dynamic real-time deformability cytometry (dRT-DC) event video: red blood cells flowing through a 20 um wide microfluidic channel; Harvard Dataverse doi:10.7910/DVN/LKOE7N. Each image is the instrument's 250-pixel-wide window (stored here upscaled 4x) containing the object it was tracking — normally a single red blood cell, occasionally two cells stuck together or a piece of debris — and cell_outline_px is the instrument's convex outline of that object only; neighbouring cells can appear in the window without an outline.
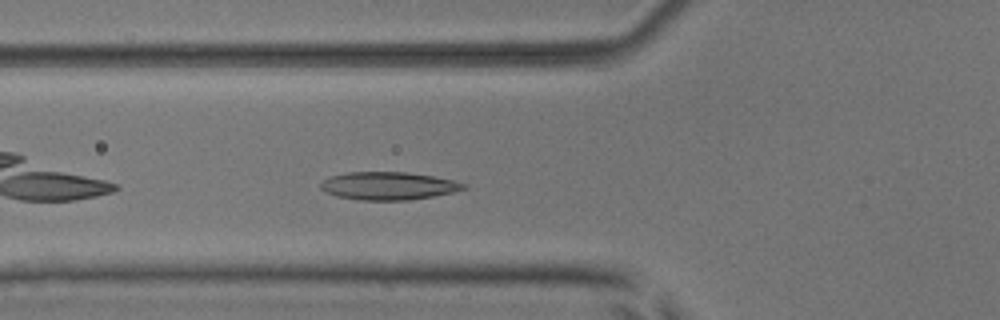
{"species": "common noctule bat (a hibernating species)", "species_latin": "Nyctalus noctula", "temperature_condition": "room temperature", "stored_images_in_passage": 35, "camera_frame_rate_fps": 3000, "um_per_image_px": 0.085, "animal": {"sex": "male", "body_mass_g": 17.9, "forearm_length_mm": 54.2}, "frame": {"image": 1, "passage_image": 5, "time_ms": 1.333, "image_size_px": [1000, 320], "cell_outline_px": [[468, 188], [452, 192], [432, 196], [408, 200], [360, 200], [336, 196], [320, 188], [320, 184], [324, 180], [332, 176], [348, 172], [408, 172], [432, 176], [452, 180], [468, 184]], "centroid_in_image_um": [33.04, 15.8], "position_along_channel_um": 92.8, "area_um2": 23.06}}
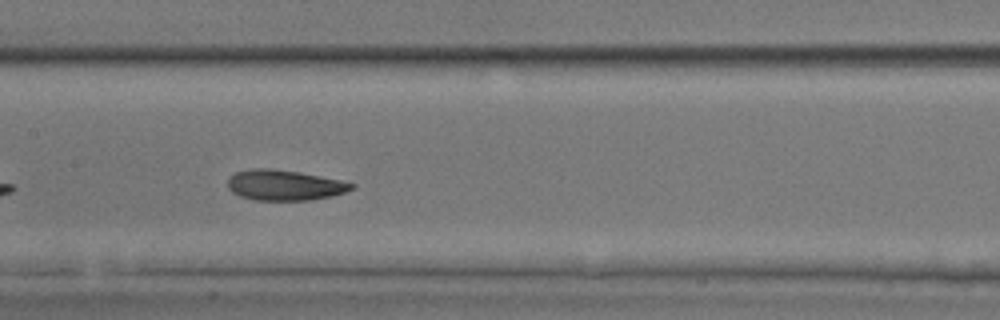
{"frame": {"image": 2, "passage_image": 12, "time_ms": 3.667, "image_size_px": [1000, 320], "cell_outline_px": [[356, 184], [352, 188], [344, 192], [332, 196], [312, 200], [252, 200], [240, 196], [232, 192], [228, 188], [228, 180], [236, 172], [252, 168], [272, 168], [296, 172], [340, 180]], "centroid_in_image_um": [24.15, 15.75], "position_along_channel_um": 183.2, "area_um2": 21.79}}
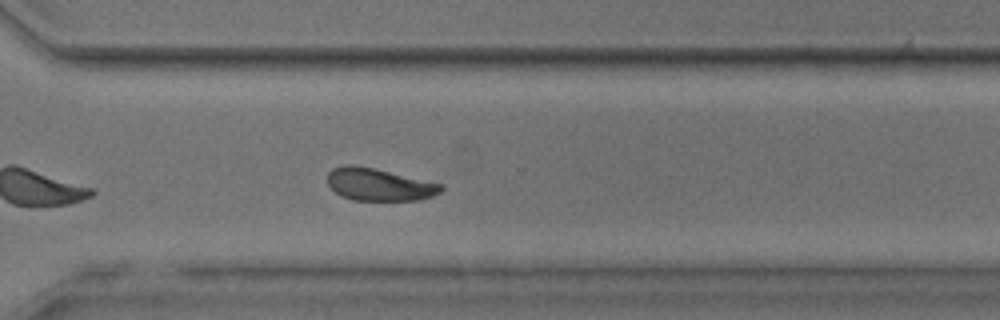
{"frame": {"image": 3, "passage_image": 24, "time_ms": 7.667, "image_size_px": [1000, 320], "cell_outline_px": [[444, 188], [440, 192], [432, 196], [420, 200], [352, 200], [340, 196], [328, 184], [328, 172], [332, 168], [344, 164], [352, 164], [372, 168], [444, 184]], "centroid_in_image_um": [32.21, 15.68], "position_along_channel_um": 338.4, "area_um2": 21.44}, "authors_computed_cell_mechanics": {"area_um2": 21.2126, "velocity_mm_per_s": 3.8764, "shape_relaxation_time_tau1_ms": 2.9364, "shape_relaxation_time_tau2_ms": 4.0568, "deformation_change_tau1": 0.1015, "deformation_change_tau2": 0.0847}}